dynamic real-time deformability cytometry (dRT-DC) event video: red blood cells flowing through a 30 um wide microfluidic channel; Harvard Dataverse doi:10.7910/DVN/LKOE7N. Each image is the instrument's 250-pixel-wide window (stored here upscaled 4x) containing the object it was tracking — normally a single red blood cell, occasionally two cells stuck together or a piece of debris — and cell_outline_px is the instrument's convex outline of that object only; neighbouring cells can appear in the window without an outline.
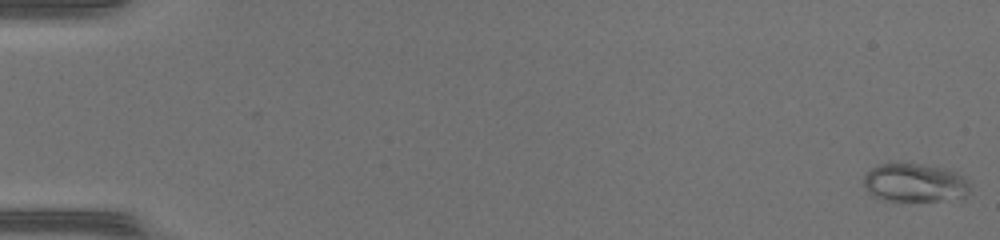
{"species": "common noctule bat (a hibernating species)", "species_latin": "Nyctalus noctula", "temperature_condition": "warm", "stored_images_in_passage": 49, "camera_frame_rate_fps": 3000, "um_per_image_px": 0.085, "animal": {"sex": "female", "body_mass_g": 17.0, "forearm_length_mm": 48.0}, "frame": {"image": 1, "passage_image": 1, "time_ms": 0.0, "image_size_px": [1000, 240], "cell_outline_px": [[972, 188], [964, 200], [884, 200], [872, 196], [864, 188], [864, 176], [872, 168], [880, 164], [920, 164], [944, 168], [956, 172], [964, 176], [968, 180]], "centroid_in_image_um": [77.83, 15.56], "position_along_channel_um": 7.2, "area_um2": 24.1}}
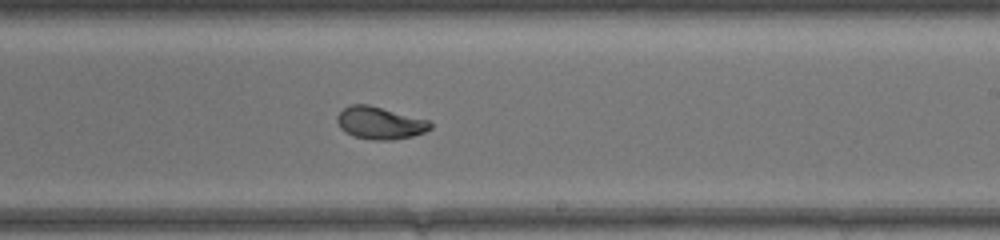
{"frame": {"image": 2, "passage_image": 31, "time_ms": 10.0, "image_size_px": [1000, 240], "cell_outline_px": [[432, 128], [424, 132], [412, 136], [392, 140], [372, 140], [352, 136], [340, 128], [336, 120], [336, 116], [344, 108], [352, 104], [368, 104], [428, 120], [432, 124]], "centroid_in_image_um": [32.27, 10.46], "position_along_channel_um": 256.7, "area_um2": 17.57}}
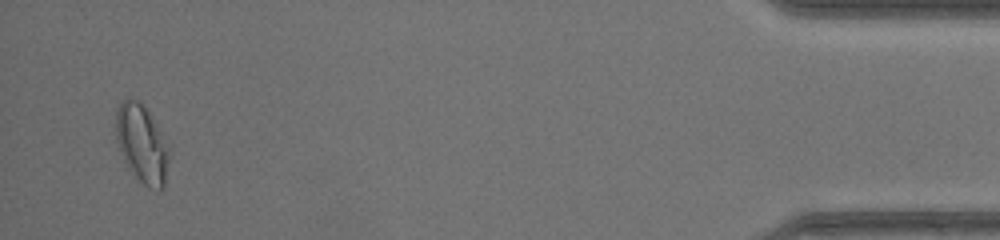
{"frame": {"image": 3, "passage_image": 48, "time_ms": 15.667, "image_size_px": [1000, 240], "cell_outline_px": [[168, 160], [164, 184], [160, 192], [156, 192], [148, 188], [136, 176], [120, 152], [116, 140], [116, 108], [120, 100], [140, 100], [156, 124], [168, 144]], "centroid_in_image_um": [12.05, 12.22], "position_along_channel_um": 423.1, "area_um2": 23.87}, "authors_computed_cell_mechanics": {"area_um2": 19.4786, "velocity_mm_per_s": 4.3099, "shape_relaxation_time_tau1_ms": 7.5407, "shape_relaxation_time_tau2_ms": 0.5862, "deformation_change_tau1": 0.2421, "deformation_change_tau2": 0.0416}}